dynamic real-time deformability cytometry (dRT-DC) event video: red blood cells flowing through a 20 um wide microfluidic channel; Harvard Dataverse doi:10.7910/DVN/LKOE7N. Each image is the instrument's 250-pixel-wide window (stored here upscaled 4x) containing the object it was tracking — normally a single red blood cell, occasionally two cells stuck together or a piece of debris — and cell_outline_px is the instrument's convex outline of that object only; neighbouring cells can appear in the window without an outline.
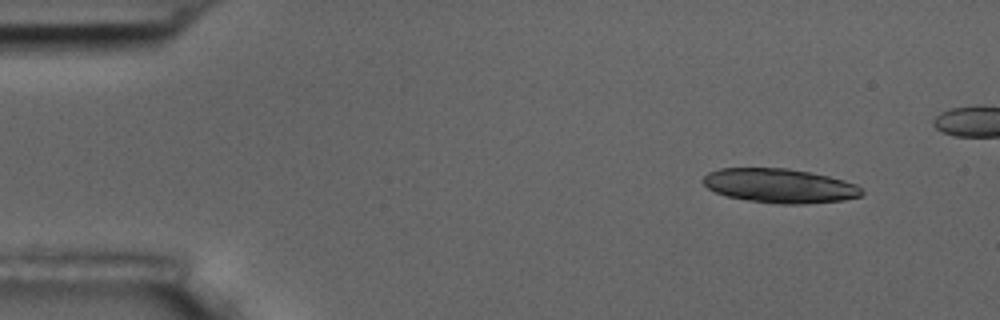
{"species": "common noctule bat (a hibernating species)", "species_latin": "Nyctalus noctula", "temperature_condition": "room temperature", "stored_images_in_passage": 5, "camera_frame_rate_fps": 3000, "um_per_image_px": 0.085, "animal": {"sex": "male", "body_mass_g": 17.5, "forearm_length_mm": 52.3}, "frame": {"image": 1, "passage_image": 1, "time_ms": 0.0, "image_size_px": [1000, 320], "cell_outline_px": [[864, 192], [860, 196], [844, 200], [804, 204], [780, 204], [748, 200], [728, 196], [716, 192], [708, 188], [700, 180], [708, 172], [720, 168], [788, 168], [828, 176], [844, 180], [856, 184]], "centroid_in_image_um": [66.26, 15.79], "position_along_channel_um": 18.7, "area_um2": 31.62}}